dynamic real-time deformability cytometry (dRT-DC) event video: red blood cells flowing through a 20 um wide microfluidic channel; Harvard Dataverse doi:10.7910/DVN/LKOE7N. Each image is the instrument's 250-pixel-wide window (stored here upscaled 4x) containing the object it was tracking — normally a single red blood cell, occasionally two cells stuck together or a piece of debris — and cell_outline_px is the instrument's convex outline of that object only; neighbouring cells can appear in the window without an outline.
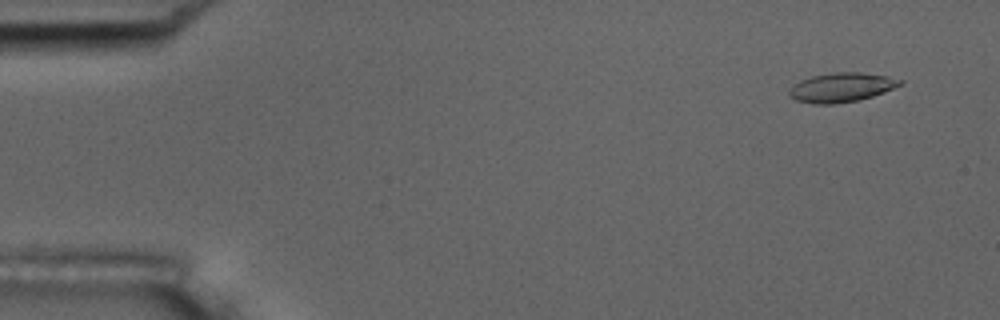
{"species": "common noctule bat (a hibernating species)", "species_latin": "Nyctalus noctula", "temperature_condition": "room temperature", "stored_images_in_passage": 4, "camera_frame_rate_fps": 3000, "um_per_image_px": 0.085, "animal": {"sex": "male", "body_mass_g": 17.5, "forearm_length_mm": 52.3}, "frame": {"image": 1, "passage_image": 1, "time_ms": 0.0, "image_size_px": [1000, 320], "cell_outline_px": [[904, 84], [884, 92], [872, 96], [856, 100], [832, 104], [812, 104], [796, 100], [788, 96], [788, 88], [792, 84], [800, 80], [812, 76], [832, 72], [860, 72], [888, 76], [904, 80]], "centroid_in_image_um": [71.5, 7.42], "position_along_channel_um": 13.5, "area_um2": 19.13}}